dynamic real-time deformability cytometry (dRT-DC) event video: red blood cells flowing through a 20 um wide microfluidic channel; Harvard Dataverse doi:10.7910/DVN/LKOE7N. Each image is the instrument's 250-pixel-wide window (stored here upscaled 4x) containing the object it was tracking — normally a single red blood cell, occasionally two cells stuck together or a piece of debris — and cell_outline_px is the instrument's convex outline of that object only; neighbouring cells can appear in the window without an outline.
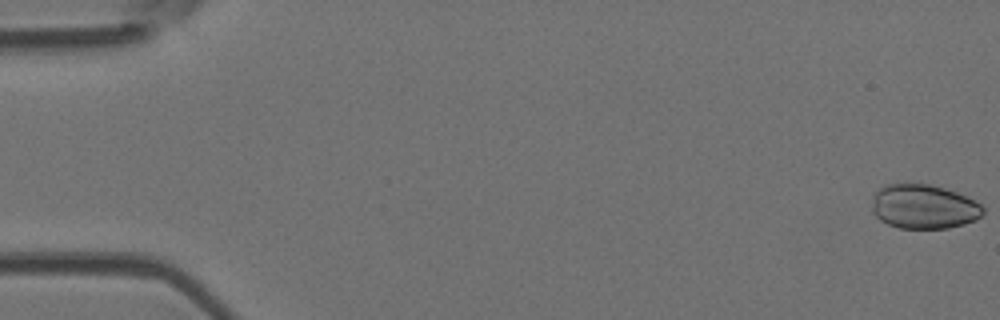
{"species": "Egyptian fruit bat (a non-hibernating species)", "species_latin": "Rousettus aegyptiacus", "temperature_condition": "room temperature", "stored_images_in_passage": 53, "camera_frame_rate_fps": 3000, "um_per_image_px": 0.085, "animal": {"sex": "female"}, "frame": {"image": 1, "passage_image": 1, "time_ms": 0.0, "image_size_px": [1000, 320], "cell_outline_px": [[984, 212], [976, 220], [964, 224], [948, 228], [900, 228], [888, 224], [880, 220], [872, 212], [872, 192], [884, 184], [928, 184], [944, 188], [956, 192], [980, 204], [984, 208]], "centroid_in_image_um": [78.47, 17.56], "position_along_channel_um": 6.5, "area_um2": 28.78}}
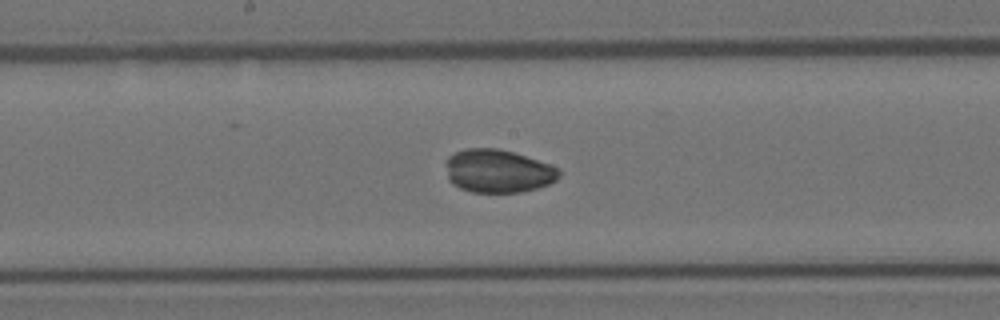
{"frame": {"image": 2, "passage_image": 28, "time_ms": 9.0, "image_size_px": [1000, 320], "cell_outline_px": [[560, 176], [556, 180], [548, 184], [536, 188], [520, 192], [472, 192], [460, 188], [452, 184], [448, 180], [448, 156], [456, 152], [468, 148], [496, 148], [512, 152], [560, 168]], "centroid_in_image_um": [42.34, 14.55], "position_along_channel_um": 205.9, "area_um2": 28.15}}
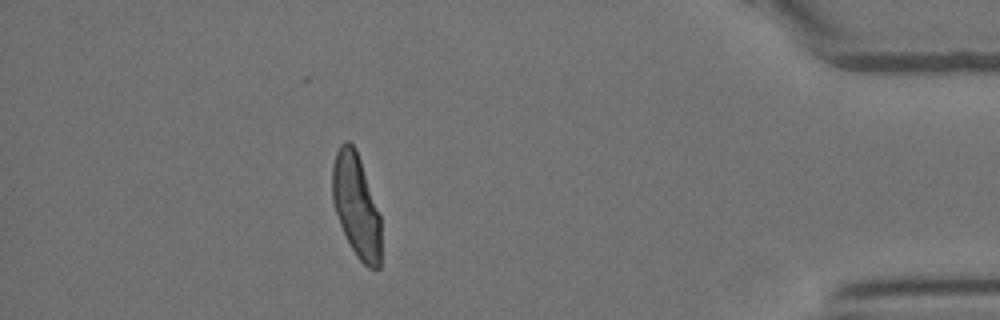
{"frame": {"image": 3, "passage_image": 47, "time_ms": 15.333, "image_size_px": [1000, 320], "cell_outline_px": [[380, 268], [368, 268], [356, 256], [340, 224], [332, 200], [332, 164], [336, 152], [340, 144], [344, 140], [348, 140], [356, 148], [380, 216]], "centroid_in_image_um": [30.26, 17.45], "position_along_channel_um": 404.9, "area_um2": 29.07}, "authors_computed_cell_mechanics": {"area_um2": 29.3046, "velocity_mm_per_s": 3.8988, "shape_relaxation_time_tau1_ms": 2.5205, "shape_relaxation_time_tau2_ms": 1.0301, "deformation_change_tau1": 0.1107, "deformation_change_tau2": 0.0337}}